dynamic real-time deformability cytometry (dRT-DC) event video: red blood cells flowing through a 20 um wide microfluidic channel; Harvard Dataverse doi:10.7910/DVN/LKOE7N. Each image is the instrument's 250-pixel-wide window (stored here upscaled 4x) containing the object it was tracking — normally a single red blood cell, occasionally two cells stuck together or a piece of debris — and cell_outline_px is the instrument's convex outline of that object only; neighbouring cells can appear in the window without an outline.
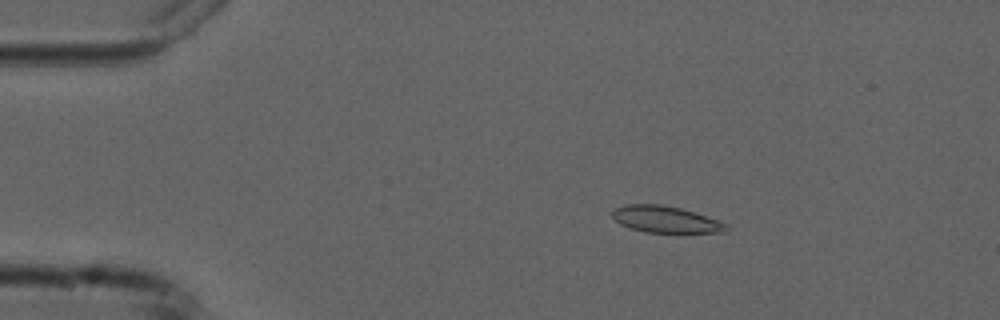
{"species": "common noctule bat (a hibernating species)", "species_latin": "Nyctalus noctula", "temperature_condition": "cold", "stored_images_in_passage": 9, "camera_frame_rate_fps": 3000, "um_per_image_px": 0.085, "animal": {"sex": "male", "forearm_length_mm": 52.5}, "frame": {"image": 1, "passage_image": 3, "time_ms": 2.333, "image_size_px": [1000, 320], "cell_outline_px": [[728, 228], [724, 232], [644, 232], [620, 224], [612, 216], [612, 212], [616, 208], [624, 204], [660, 204], [680, 208], [696, 212], [728, 224]], "centroid_in_image_um": [56.57, 18.64], "position_along_channel_um": 28.4, "area_um2": 17.51}}
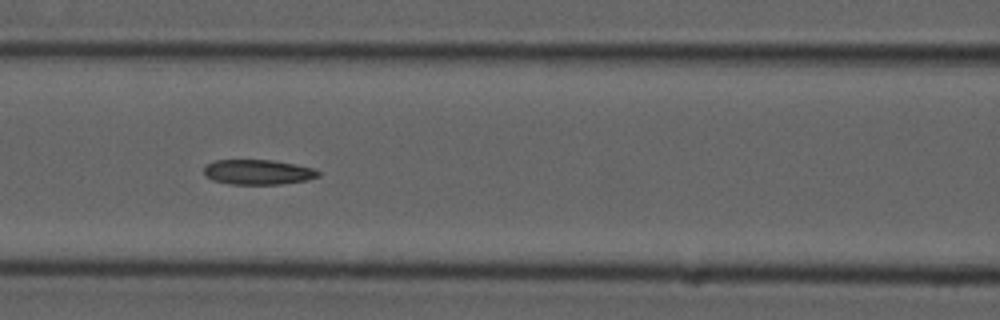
{"frame": {"image": 2, "passage_image": 7, "time_ms": 7.0, "image_size_px": [1000, 320], "cell_outline_px": [[320, 176], [308, 180], [280, 184], [232, 184], [212, 180], [204, 176], [204, 168], [208, 164], [216, 160], [272, 160], [296, 164], [312, 168], [320, 172]], "centroid_in_image_um": [21.94, 14.63], "position_along_channel_um": 144.7, "area_um2": 16.65}}
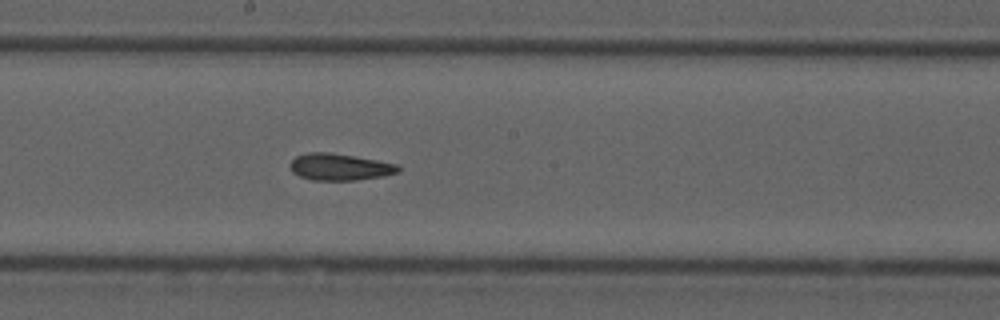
{"frame": {"image": 3, "passage_image": 9, "time_ms": 9.0, "image_size_px": [1000, 320], "cell_outline_px": [[400, 172], [384, 176], [356, 180], [312, 180], [300, 176], [292, 172], [288, 164], [296, 156], [308, 152], [328, 152], [376, 160], [396, 164], [400, 168]], "centroid_in_image_um": [28.85, 14.19], "position_along_channel_um": 219.4, "area_um2": 16.82}}